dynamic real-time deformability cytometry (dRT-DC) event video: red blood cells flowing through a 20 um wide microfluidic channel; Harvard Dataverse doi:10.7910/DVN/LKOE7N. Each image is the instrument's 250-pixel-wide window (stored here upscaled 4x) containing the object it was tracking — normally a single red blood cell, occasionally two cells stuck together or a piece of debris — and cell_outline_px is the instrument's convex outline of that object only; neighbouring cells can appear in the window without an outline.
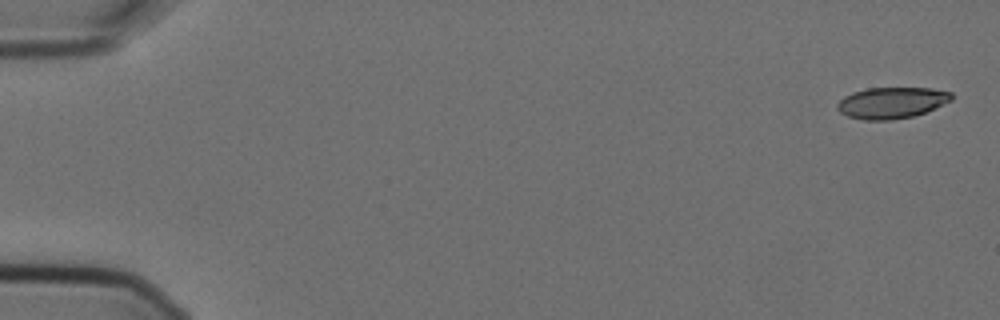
{"species": "Egyptian fruit bat (a non-hibernating species)", "species_latin": "Rousettus aegyptiacus", "temperature_condition": "cold", "stored_images_in_passage": 6, "camera_frame_rate_fps": 3000, "um_per_image_px": 0.085, "animal": {"sex": "female"}, "frame": {"image": 1, "passage_image": 1, "time_ms": 0.0, "image_size_px": [1000, 320], "cell_outline_px": [[952, 100], [924, 112], [912, 116], [892, 120], [864, 120], [848, 116], [840, 112], [836, 108], [836, 104], [844, 96], [852, 92], [868, 88], [932, 88], [952, 92]], "centroid_in_image_um": [75.76, 8.73], "position_along_channel_um": 9.2, "area_um2": 20.75}}
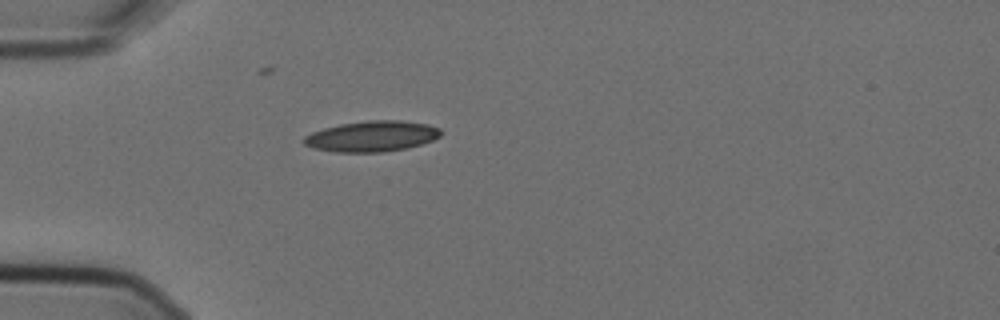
{"frame": {"image": 2, "passage_image": 5, "time_ms": 1.333, "image_size_px": [1000, 320], "cell_outline_px": [[444, 132], [440, 136], [432, 140], [408, 148], [384, 152], [336, 152], [312, 148], [304, 144], [300, 140], [304, 136], [312, 132], [324, 128], [340, 124], [368, 120], [400, 120], [428, 124], [440, 128]], "centroid_in_image_um": [31.6, 11.58], "position_along_channel_um": 53.4, "area_um2": 24.74}}